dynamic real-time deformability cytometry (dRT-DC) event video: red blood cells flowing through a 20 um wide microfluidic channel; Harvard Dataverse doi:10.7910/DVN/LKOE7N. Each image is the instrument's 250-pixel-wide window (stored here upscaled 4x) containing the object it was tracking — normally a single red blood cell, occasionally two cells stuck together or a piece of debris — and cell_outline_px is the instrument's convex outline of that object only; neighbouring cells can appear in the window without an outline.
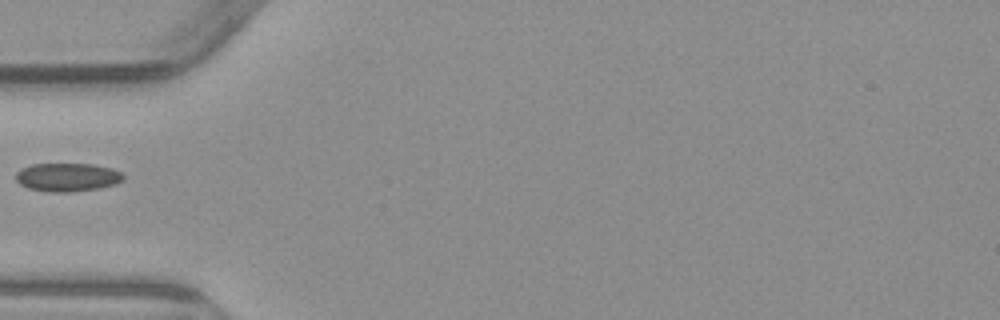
{"species": "common noctule bat (a hibernating species)", "species_latin": "Nyctalus noctula", "temperature_condition": "warm", "stored_images_in_passage": 1, "camera_frame_rate_fps": 3000, "um_per_image_px": 0.085, "animal": {"sex": "male", "body_mass_g": 23.1, "forearm_length_mm": 52.7}, "frame": {"image": 1, "passage_image": 1, "time_ms": 0.0, "image_size_px": [1000, 320], "cell_outline_px": [[124, 180], [116, 184], [100, 188], [72, 192], [48, 192], [28, 188], [20, 184], [16, 180], [16, 172], [32, 164], [92, 164], [112, 168], [120, 172], [124, 176]], "centroid_in_image_um": [5.75, 15.07], "position_along_channel_um": 79.2, "area_um2": 17.86}}